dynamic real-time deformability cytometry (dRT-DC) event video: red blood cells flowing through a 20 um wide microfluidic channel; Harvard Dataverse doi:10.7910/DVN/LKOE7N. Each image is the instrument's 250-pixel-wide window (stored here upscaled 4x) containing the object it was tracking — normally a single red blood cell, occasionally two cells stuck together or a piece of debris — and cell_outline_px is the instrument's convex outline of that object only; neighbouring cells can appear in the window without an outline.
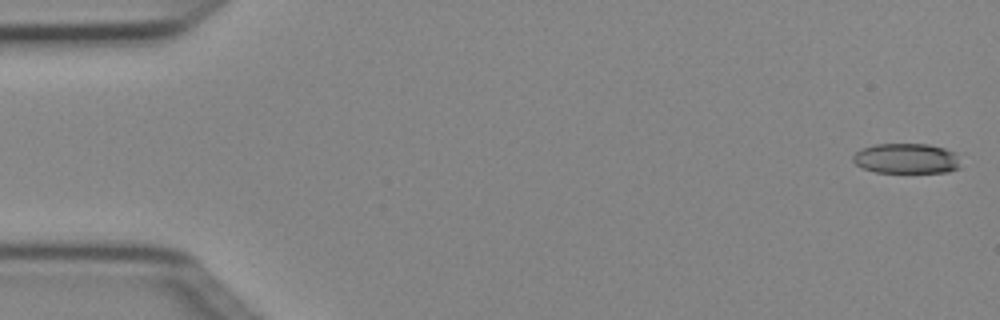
{"species": "Egyptian fruit bat (a non-hibernating species)", "species_latin": "Rousettus aegyptiacus", "temperature_condition": "cold", "stored_images_in_passage": 7, "camera_frame_rate_fps": 3000, "um_per_image_px": 0.085, "animal": {"sex": "female"}, "frame": {"image": 1, "passage_image": 1, "time_ms": 0.0, "image_size_px": [1000, 320], "cell_outline_px": [[960, 168], [948, 172], [876, 172], [864, 168], [856, 164], [852, 160], [852, 156], [856, 152], [864, 148], [876, 144], [928, 144], [944, 148], [956, 152]], "centroid_in_image_um": [77.06, 13.47], "position_along_channel_um": 7.9, "area_um2": 18.84}}
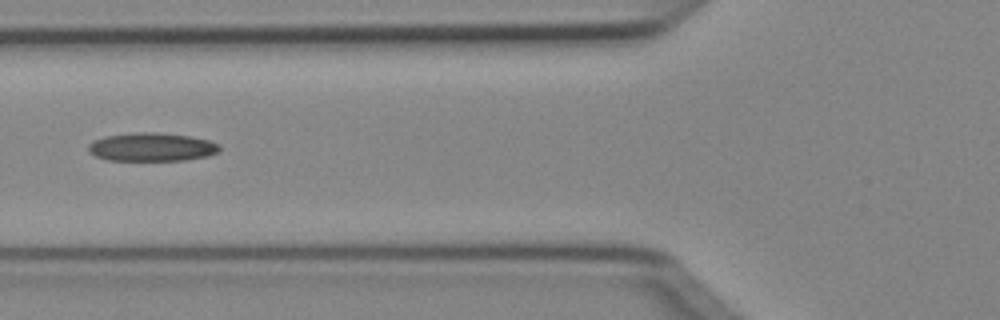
{"frame": {"image": 2, "passage_image": 6, "time_ms": 1.667, "image_size_px": [1000, 320], "cell_outline_px": [[220, 152], [208, 156], [184, 160], [108, 160], [96, 156], [88, 152], [88, 144], [92, 140], [104, 136], [132, 132], [156, 132], [192, 136], [208, 140], [220, 144]], "centroid_in_image_um": [12.9, 12.48], "position_along_channel_um": 112.9, "area_um2": 22.02}}
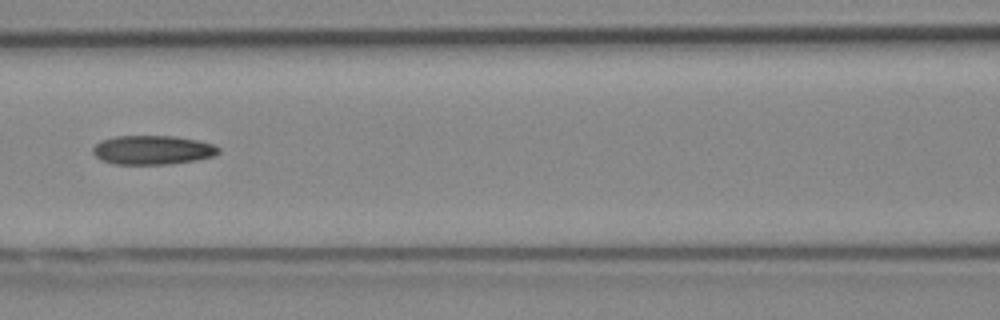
{"frame": {"image": 3, "passage_image": 7, "time_ms": 2.0, "image_size_px": [1000, 320], "cell_outline_px": [[220, 152], [216, 156], [196, 160], [168, 164], [112, 164], [100, 160], [92, 152], [92, 148], [100, 140], [116, 136], [172, 136], [196, 140], [212, 144], [220, 148]], "centroid_in_image_um": [12.95, 12.75], "position_along_channel_um": 153.6, "area_um2": 21.39}}